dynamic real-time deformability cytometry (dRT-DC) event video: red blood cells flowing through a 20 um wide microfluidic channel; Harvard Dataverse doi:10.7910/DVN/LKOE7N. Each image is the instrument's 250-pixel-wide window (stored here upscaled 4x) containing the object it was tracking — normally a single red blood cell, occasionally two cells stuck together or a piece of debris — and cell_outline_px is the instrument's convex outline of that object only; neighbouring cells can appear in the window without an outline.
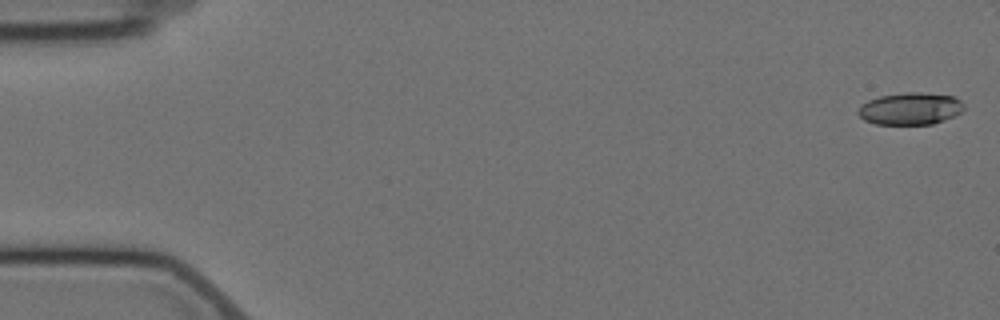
{"species": "Egyptian fruit bat (a non-hibernating species)", "species_latin": "Rousettus aegyptiacus", "temperature_condition": "cold", "stored_images_in_passage": 7, "camera_frame_rate_fps": 3000, "um_per_image_px": 0.085, "animal": {"sex": "female"}, "frame": {"image": 1, "passage_image": 1, "time_ms": 0.0, "image_size_px": [1000, 320], "cell_outline_px": [[964, 108], [960, 112], [944, 120], [932, 124], [876, 124], [864, 120], [856, 112], [860, 104], [868, 100], [880, 96], [904, 92], [920, 92], [952, 96], [960, 100], [964, 104]], "centroid_in_image_um": [77.33, 9.23], "position_along_channel_um": 7.7, "area_um2": 19.83}}
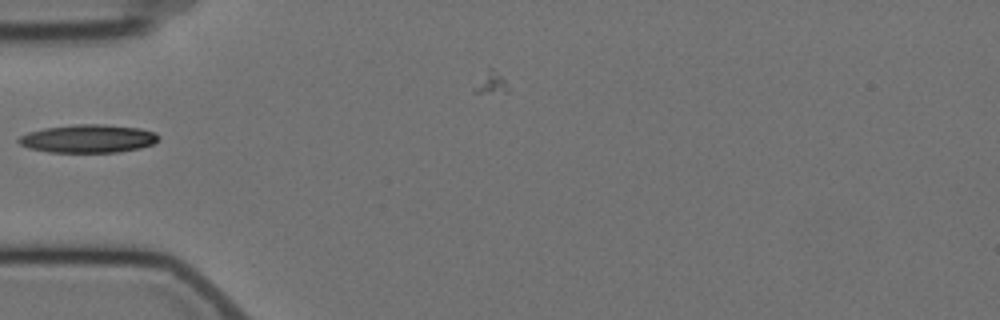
{"frame": {"image": 2, "passage_image": 5, "time_ms": 6.0, "image_size_px": [1000, 320], "cell_outline_px": [[160, 140], [152, 144], [140, 148], [120, 152], [48, 152], [28, 148], [20, 144], [16, 140], [20, 136], [28, 132], [44, 128], [76, 124], [104, 124], [140, 128], [156, 132], [160, 136]], "centroid_in_image_um": [7.51, 11.78], "position_along_channel_um": 77.5, "area_um2": 23.18}}
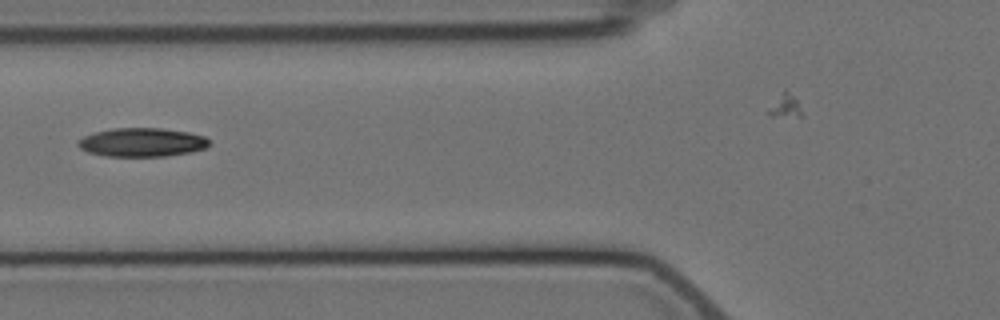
{"frame": {"image": 3, "passage_image": 6, "time_ms": 7.0, "image_size_px": [1000, 320], "cell_outline_px": [[208, 144], [204, 148], [192, 152], [164, 156], [104, 156], [88, 152], [80, 148], [76, 144], [76, 140], [84, 136], [96, 132], [112, 128], [160, 128], [188, 132], [204, 136], [208, 140]], "centroid_in_image_um": [12.02, 12.09], "position_along_channel_um": 113.8, "area_um2": 21.91}}